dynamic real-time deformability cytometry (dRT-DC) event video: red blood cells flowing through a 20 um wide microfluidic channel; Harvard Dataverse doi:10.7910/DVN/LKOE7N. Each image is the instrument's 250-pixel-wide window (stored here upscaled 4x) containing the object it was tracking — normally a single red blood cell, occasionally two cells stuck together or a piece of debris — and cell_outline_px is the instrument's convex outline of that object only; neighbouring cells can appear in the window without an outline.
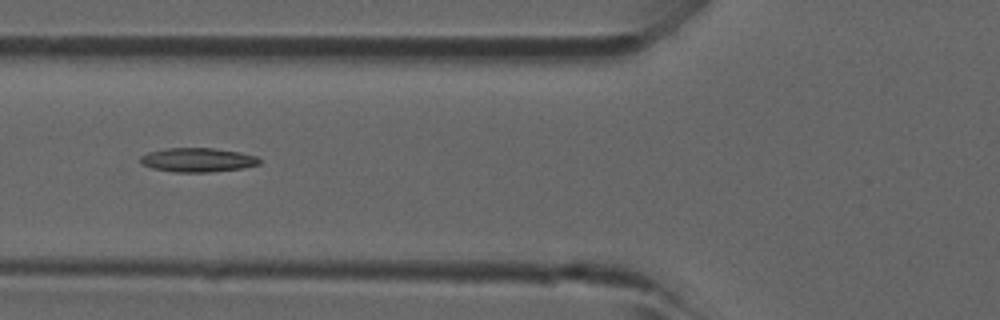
{"species": "common noctule bat (a hibernating species)", "species_latin": "Nyctalus noctula", "temperature_condition": "room temperature", "stored_images_in_passage": 34, "camera_frame_rate_fps": 3000, "um_per_image_px": 0.085, "animal": {"sex": "male", "forearm_length_mm": 52.5}, "frame": {"image": 1, "passage_image": 6, "time_ms": 1.667, "image_size_px": [1000, 320], "cell_outline_px": [[260, 164], [244, 168], [208, 172], [172, 172], [152, 168], [140, 164], [140, 156], [148, 152], [164, 148], [212, 148], [240, 152], [256, 156], [260, 160]], "centroid_in_image_um": [16.77, 13.59], "position_along_channel_um": 109.0, "area_um2": 16.82}}